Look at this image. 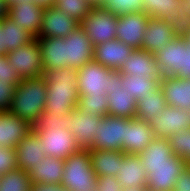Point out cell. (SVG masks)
Segmentation results:
<instances>
[{
    "instance_id": "obj_1",
    "label": "cell",
    "mask_w": 190,
    "mask_h": 191,
    "mask_svg": "<svg viewBox=\"0 0 190 191\" xmlns=\"http://www.w3.org/2000/svg\"><path fill=\"white\" fill-rule=\"evenodd\" d=\"M43 76L47 84L44 112L66 116L78 108V69L69 66L57 68L45 71Z\"/></svg>"
},
{
    "instance_id": "obj_2",
    "label": "cell",
    "mask_w": 190,
    "mask_h": 191,
    "mask_svg": "<svg viewBox=\"0 0 190 191\" xmlns=\"http://www.w3.org/2000/svg\"><path fill=\"white\" fill-rule=\"evenodd\" d=\"M46 91L47 84L43 75L21 79L8 111L33 125L45 111Z\"/></svg>"
},
{
    "instance_id": "obj_3",
    "label": "cell",
    "mask_w": 190,
    "mask_h": 191,
    "mask_svg": "<svg viewBox=\"0 0 190 191\" xmlns=\"http://www.w3.org/2000/svg\"><path fill=\"white\" fill-rule=\"evenodd\" d=\"M123 75L119 70L109 69L94 60L78 69L77 90L79 96H99L112 93L122 87Z\"/></svg>"
},
{
    "instance_id": "obj_4",
    "label": "cell",
    "mask_w": 190,
    "mask_h": 191,
    "mask_svg": "<svg viewBox=\"0 0 190 191\" xmlns=\"http://www.w3.org/2000/svg\"><path fill=\"white\" fill-rule=\"evenodd\" d=\"M97 176L92 169L89 149H80L64 159L60 185L68 191H95Z\"/></svg>"
},
{
    "instance_id": "obj_5",
    "label": "cell",
    "mask_w": 190,
    "mask_h": 191,
    "mask_svg": "<svg viewBox=\"0 0 190 191\" xmlns=\"http://www.w3.org/2000/svg\"><path fill=\"white\" fill-rule=\"evenodd\" d=\"M118 15L102 7H93L80 26L93 46L116 39Z\"/></svg>"
},
{
    "instance_id": "obj_6",
    "label": "cell",
    "mask_w": 190,
    "mask_h": 191,
    "mask_svg": "<svg viewBox=\"0 0 190 191\" xmlns=\"http://www.w3.org/2000/svg\"><path fill=\"white\" fill-rule=\"evenodd\" d=\"M6 55L13 70L22 79L44 75L38 38H34L31 42L9 51Z\"/></svg>"
},
{
    "instance_id": "obj_7",
    "label": "cell",
    "mask_w": 190,
    "mask_h": 191,
    "mask_svg": "<svg viewBox=\"0 0 190 191\" xmlns=\"http://www.w3.org/2000/svg\"><path fill=\"white\" fill-rule=\"evenodd\" d=\"M35 132L39 136L47 156L66 159L81 149L71 131L62 129L60 126H48L43 131Z\"/></svg>"
},
{
    "instance_id": "obj_8",
    "label": "cell",
    "mask_w": 190,
    "mask_h": 191,
    "mask_svg": "<svg viewBox=\"0 0 190 191\" xmlns=\"http://www.w3.org/2000/svg\"><path fill=\"white\" fill-rule=\"evenodd\" d=\"M128 118L105 115L97 127L93 146L89 150L122 151L125 141V121Z\"/></svg>"
},
{
    "instance_id": "obj_9",
    "label": "cell",
    "mask_w": 190,
    "mask_h": 191,
    "mask_svg": "<svg viewBox=\"0 0 190 191\" xmlns=\"http://www.w3.org/2000/svg\"><path fill=\"white\" fill-rule=\"evenodd\" d=\"M150 17L141 11L118 16L116 39L133 49H142V40Z\"/></svg>"
},
{
    "instance_id": "obj_10",
    "label": "cell",
    "mask_w": 190,
    "mask_h": 191,
    "mask_svg": "<svg viewBox=\"0 0 190 191\" xmlns=\"http://www.w3.org/2000/svg\"><path fill=\"white\" fill-rule=\"evenodd\" d=\"M149 125L155 137L167 139L172 134L190 129V109L185 110L167 105L162 116L154 117Z\"/></svg>"
},
{
    "instance_id": "obj_11",
    "label": "cell",
    "mask_w": 190,
    "mask_h": 191,
    "mask_svg": "<svg viewBox=\"0 0 190 191\" xmlns=\"http://www.w3.org/2000/svg\"><path fill=\"white\" fill-rule=\"evenodd\" d=\"M102 116L92 115L76 108L68 115L69 130L81 149H90L95 140Z\"/></svg>"
},
{
    "instance_id": "obj_12",
    "label": "cell",
    "mask_w": 190,
    "mask_h": 191,
    "mask_svg": "<svg viewBox=\"0 0 190 191\" xmlns=\"http://www.w3.org/2000/svg\"><path fill=\"white\" fill-rule=\"evenodd\" d=\"M64 45L65 60L69 67L79 69L93 60L94 46L81 26L64 37Z\"/></svg>"
},
{
    "instance_id": "obj_13",
    "label": "cell",
    "mask_w": 190,
    "mask_h": 191,
    "mask_svg": "<svg viewBox=\"0 0 190 191\" xmlns=\"http://www.w3.org/2000/svg\"><path fill=\"white\" fill-rule=\"evenodd\" d=\"M188 50L184 37H176L158 52L154 53L155 61L162 77L176 76L183 70L184 52Z\"/></svg>"
},
{
    "instance_id": "obj_14",
    "label": "cell",
    "mask_w": 190,
    "mask_h": 191,
    "mask_svg": "<svg viewBox=\"0 0 190 191\" xmlns=\"http://www.w3.org/2000/svg\"><path fill=\"white\" fill-rule=\"evenodd\" d=\"M78 26H80V23L63 11L56 9L54 6L48 7L42 13V24L38 38H64L76 30Z\"/></svg>"
},
{
    "instance_id": "obj_15",
    "label": "cell",
    "mask_w": 190,
    "mask_h": 191,
    "mask_svg": "<svg viewBox=\"0 0 190 191\" xmlns=\"http://www.w3.org/2000/svg\"><path fill=\"white\" fill-rule=\"evenodd\" d=\"M155 138L152 128L145 120L128 118L125 121V141L122 152L127 154H140Z\"/></svg>"
},
{
    "instance_id": "obj_16",
    "label": "cell",
    "mask_w": 190,
    "mask_h": 191,
    "mask_svg": "<svg viewBox=\"0 0 190 191\" xmlns=\"http://www.w3.org/2000/svg\"><path fill=\"white\" fill-rule=\"evenodd\" d=\"M145 168L161 166H188L179 156L173 154L168 139L155 137L149 146L138 154Z\"/></svg>"
},
{
    "instance_id": "obj_17",
    "label": "cell",
    "mask_w": 190,
    "mask_h": 191,
    "mask_svg": "<svg viewBox=\"0 0 190 191\" xmlns=\"http://www.w3.org/2000/svg\"><path fill=\"white\" fill-rule=\"evenodd\" d=\"M44 9L32 1H23L10 5L7 16L15 25L21 26L34 38H38Z\"/></svg>"
},
{
    "instance_id": "obj_18",
    "label": "cell",
    "mask_w": 190,
    "mask_h": 191,
    "mask_svg": "<svg viewBox=\"0 0 190 191\" xmlns=\"http://www.w3.org/2000/svg\"><path fill=\"white\" fill-rule=\"evenodd\" d=\"M132 51V47L117 39L106 41L94 46L93 60L109 69L120 70Z\"/></svg>"
},
{
    "instance_id": "obj_19",
    "label": "cell",
    "mask_w": 190,
    "mask_h": 191,
    "mask_svg": "<svg viewBox=\"0 0 190 191\" xmlns=\"http://www.w3.org/2000/svg\"><path fill=\"white\" fill-rule=\"evenodd\" d=\"M33 130L26 120L7 111L0 112V147L15 148Z\"/></svg>"
},
{
    "instance_id": "obj_20",
    "label": "cell",
    "mask_w": 190,
    "mask_h": 191,
    "mask_svg": "<svg viewBox=\"0 0 190 191\" xmlns=\"http://www.w3.org/2000/svg\"><path fill=\"white\" fill-rule=\"evenodd\" d=\"M119 71L122 75H138L148 79L162 78L154 54L143 49H133L129 59Z\"/></svg>"
},
{
    "instance_id": "obj_21",
    "label": "cell",
    "mask_w": 190,
    "mask_h": 191,
    "mask_svg": "<svg viewBox=\"0 0 190 191\" xmlns=\"http://www.w3.org/2000/svg\"><path fill=\"white\" fill-rule=\"evenodd\" d=\"M17 167L28 172L39 161L45 159V148L37 133L32 130L15 147Z\"/></svg>"
},
{
    "instance_id": "obj_22",
    "label": "cell",
    "mask_w": 190,
    "mask_h": 191,
    "mask_svg": "<svg viewBox=\"0 0 190 191\" xmlns=\"http://www.w3.org/2000/svg\"><path fill=\"white\" fill-rule=\"evenodd\" d=\"M168 106L190 109V78L164 76L159 83Z\"/></svg>"
},
{
    "instance_id": "obj_23",
    "label": "cell",
    "mask_w": 190,
    "mask_h": 191,
    "mask_svg": "<svg viewBox=\"0 0 190 191\" xmlns=\"http://www.w3.org/2000/svg\"><path fill=\"white\" fill-rule=\"evenodd\" d=\"M176 37L166 20L150 18L142 40V49L154 54Z\"/></svg>"
},
{
    "instance_id": "obj_24",
    "label": "cell",
    "mask_w": 190,
    "mask_h": 191,
    "mask_svg": "<svg viewBox=\"0 0 190 191\" xmlns=\"http://www.w3.org/2000/svg\"><path fill=\"white\" fill-rule=\"evenodd\" d=\"M115 178L122 188L147 186V174L140 156L124 153V160L120 163Z\"/></svg>"
},
{
    "instance_id": "obj_25",
    "label": "cell",
    "mask_w": 190,
    "mask_h": 191,
    "mask_svg": "<svg viewBox=\"0 0 190 191\" xmlns=\"http://www.w3.org/2000/svg\"><path fill=\"white\" fill-rule=\"evenodd\" d=\"M64 173V159L47 156L28 171L33 184L60 185Z\"/></svg>"
},
{
    "instance_id": "obj_26",
    "label": "cell",
    "mask_w": 190,
    "mask_h": 191,
    "mask_svg": "<svg viewBox=\"0 0 190 191\" xmlns=\"http://www.w3.org/2000/svg\"><path fill=\"white\" fill-rule=\"evenodd\" d=\"M38 45L44 72L68 67L65 60L64 38H38Z\"/></svg>"
},
{
    "instance_id": "obj_27",
    "label": "cell",
    "mask_w": 190,
    "mask_h": 191,
    "mask_svg": "<svg viewBox=\"0 0 190 191\" xmlns=\"http://www.w3.org/2000/svg\"><path fill=\"white\" fill-rule=\"evenodd\" d=\"M187 166H161L145 168L147 189L173 191L178 176Z\"/></svg>"
},
{
    "instance_id": "obj_28",
    "label": "cell",
    "mask_w": 190,
    "mask_h": 191,
    "mask_svg": "<svg viewBox=\"0 0 190 191\" xmlns=\"http://www.w3.org/2000/svg\"><path fill=\"white\" fill-rule=\"evenodd\" d=\"M91 165L97 177L116 176L124 152L116 150H90Z\"/></svg>"
},
{
    "instance_id": "obj_29",
    "label": "cell",
    "mask_w": 190,
    "mask_h": 191,
    "mask_svg": "<svg viewBox=\"0 0 190 191\" xmlns=\"http://www.w3.org/2000/svg\"><path fill=\"white\" fill-rule=\"evenodd\" d=\"M167 106L162 89L158 84L148 95L140 98L136 102V118L149 123L154 117L162 116V112Z\"/></svg>"
},
{
    "instance_id": "obj_30",
    "label": "cell",
    "mask_w": 190,
    "mask_h": 191,
    "mask_svg": "<svg viewBox=\"0 0 190 191\" xmlns=\"http://www.w3.org/2000/svg\"><path fill=\"white\" fill-rule=\"evenodd\" d=\"M108 112L110 116L136 118V100L122 87H115L107 94Z\"/></svg>"
},
{
    "instance_id": "obj_31",
    "label": "cell",
    "mask_w": 190,
    "mask_h": 191,
    "mask_svg": "<svg viewBox=\"0 0 190 191\" xmlns=\"http://www.w3.org/2000/svg\"><path fill=\"white\" fill-rule=\"evenodd\" d=\"M2 29L5 30L6 48L9 51H13L34 39L24 28L15 25L8 16L2 18Z\"/></svg>"
},
{
    "instance_id": "obj_32",
    "label": "cell",
    "mask_w": 190,
    "mask_h": 191,
    "mask_svg": "<svg viewBox=\"0 0 190 191\" xmlns=\"http://www.w3.org/2000/svg\"><path fill=\"white\" fill-rule=\"evenodd\" d=\"M32 185L28 172L19 168L0 175V191H31Z\"/></svg>"
},
{
    "instance_id": "obj_33",
    "label": "cell",
    "mask_w": 190,
    "mask_h": 191,
    "mask_svg": "<svg viewBox=\"0 0 190 191\" xmlns=\"http://www.w3.org/2000/svg\"><path fill=\"white\" fill-rule=\"evenodd\" d=\"M183 0H143L142 12L150 18H160L167 20L173 16L176 9L180 8Z\"/></svg>"
},
{
    "instance_id": "obj_34",
    "label": "cell",
    "mask_w": 190,
    "mask_h": 191,
    "mask_svg": "<svg viewBox=\"0 0 190 191\" xmlns=\"http://www.w3.org/2000/svg\"><path fill=\"white\" fill-rule=\"evenodd\" d=\"M160 83V79H148L145 77L123 75L122 88H125L137 101L148 95Z\"/></svg>"
},
{
    "instance_id": "obj_35",
    "label": "cell",
    "mask_w": 190,
    "mask_h": 191,
    "mask_svg": "<svg viewBox=\"0 0 190 191\" xmlns=\"http://www.w3.org/2000/svg\"><path fill=\"white\" fill-rule=\"evenodd\" d=\"M54 7L79 23L82 22L93 8L87 0H55Z\"/></svg>"
},
{
    "instance_id": "obj_36",
    "label": "cell",
    "mask_w": 190,
    "mask_h": 191,
    "mask_svg": "<svg viewBox=\"0 0 190 191\" xmlns=\"http://www.w3.org/2000/svg\"><path fill=\"white\" fill-rule=\"evenodd\" d=\"M78 108L96 116L108 115L107 95L79 96Z\"/></svg>"
},
{
    "instance_id": "obj_37",
    "label": "cell",
    "mask_w": 190,
    "mask_h": 191,
    "mask_svg": "<svg viewBox=\"0 0 190 191\" xmlns=\"http://www.w3.org/2000/svg\"><path fill=\"white\" fill-rule=\"evenodd\" d=\"M166 22L172 27L177 37H183L190 27V7L183 1L173 16L168 17Z\"/></svg>"
},
{
    "instance_id": "obj_38",
    "label": "cell",
    "mask_w": 190,
    "mask_h": 191,
    "mask_svg": "<svg viewBox=\"0 0 190 191\" xmlns=\"http://www.w3.org/2000/svg\"><path fill=\"white\" fill-rule=\"evenodd\" d=\"M167 139L173 154L190 164V129L172 134Z\"/></svg>"
},
{
    "instance_id": "obj_39",
    "label": "cell",
    "mask_w": 190,
    "mask_h": 191,
    "mask_svg": "<svg viewBox=\"0 0 190 191\" xmlns=\"http://www.w3.org/2000/svg\"><path fill=\"white\" fill-rule=\"evenodd\" d=\"M143 0H105L102 8L120 16L132 12H142Z\"/></svg>"
},
{
    "instance_id": "obj_40",
    "label": "cell",
    "mask_w": 190,
    "mask_h": 191,
    "mask_svg": "<svg viewBox=\"0 0 190 191\" xmlns=\"http://www.w3.org/2000/svg\"><path fill=\"white\" fill-rule=\"evenodd\" d=\"M32 126L34 131H43L48 126H60L62 129L69 130L68 115L64 116L60 113L56 115L53 112H42Z\"/></svg>"
},
{
    "instance_id": "obj_41",
    "label": "cell",
    "mask_w": 190,
    "mask_h": 191,
    "mask_svg": "<svg viewBox=\"0 0 190 191\" xmlns=\"http://www.w3.org/2000/svg\"><path fill=\"white\" fill-rule=\"evenodd\" d=\"M22 78L8 61L7 55H0V81L10 85H18Z\"/></svg>"
},
{
    "instance_id": "obj_42",
    "label": "cell",
    "mask_w": 190,
    "mask_h": 191,
    "mask_svg": "<svg viewBox=\"0 0 190 191\" xmlns=\"http://www.w3.org/2000/svg\"><path fill=\"white\" fill-rule=\"evenodd\" d=\"M17 168L15 148L0 147V175Z\"/></svg>"
},
{
    "instance_id": "obj_43",
    "label": "cell",
    "mask_w": 190,
    "mask_h": 191,
    "mask_svg": "<svg viewBox=\"0 0 190 191\" xmlns=\"http://www.w3.org/2000/svg\"><path fill=\"white\" fill-rule=\"evenodd\" d=\"M16 87L0 81V112L9 109Z\"/></svg>"
},
{
    "instance_id": "obj_44",
    "label": "cell",
    "mask_w": 190,
    "mask_h": 191,
    "mask_svg": "<svg viewBox=\"0 0 190 191\" xmlns=\"http://www.w3.org/2000/svg\"><path fill=\"white\" fill-rule=\"evenodd\" d=\"M123 188L115 176L97 177L95 191H122Z\"/></svg>"
},
{
    "instance_id": "obj_45",
    "label": "cell",
    "mask_w": 190,
    "mask_h": 191,
    "mask_svg": "<svg viewBox=\"0 0 190 191\" xmlns=\"http://www.w3.org/2000/svg\"><path fill=\"white\" fill-rule=\"evenodd\" d=\"M173 191H190V165L176 179Z\"/></svg>"
},
{
    "instance_id": "obj_46",
    "label": "cell",
    "mask_w": 190,
    "mask_h": 191,
    "mask_svg": "<svg viewBox=\"0 0 190 191\" xmlns=\"http://www.w3.org/2000/svg\"><path fill=\"white\" fill-rule=\"evenodd\" d=\"M175 77L180 79L190 78V48L184 52L183 70H181Z\"/></svg>"
},
{
    "instance_id": "obj_47",
    "label": "cell",
    "mask_w": 190,
    "mask_h": 191,
    "mask_svg": "<svg viewBox=\"0 0 190 191\" xmlns=\"http://www.w3.org/2000/svg\"><path fill=\"white\" fill-rule=\"evenodd\" d=\"M31 191H68V190L66 188H63L61 185L33 184Z\"/></svg>"
},
{
    "instance_id": "obj_48",
    "label": "cell",
    "mask_w": 190,
    "mask_h": 191,
    "mask_svg": "<svg viewBox=\"0 0 190 191\" xmlns=\"http://www.w3.org/2000/svg\"><path fill=\"white\" fill-rule=\"evenodd\" d=\"M9 50L6 48L5 30L2 29V19L0 20V55H6Z\"/></svg>"
},
{
    "instance_id": "obj_49",
    "label": "cell",
    "mask_w": 190,
    "mask_h": 191,
    "mask_svg": "<svg viewBox=\"0 0 190 191\" xmlns=\"http://www.w3.org/2000/svg\"><path fill=\"white\" fill-rule=\"evenodd\" d=\"M9 6L6 0H0V20L8 15Z\"/></svg>"
},
{
    "instance_id": "obj_50",
    "label": "cell",
    "mask_w": 190,
    "mask_h": 191,
    "mask_svg": "<svg viewBox=\"0 0 190 191\" xmlns=\"http://www.w3.org/2000/svg\"><path fill=\"white\" fill-rule=\"evenodd\" d=\"M35 3L44 8H48L54 6L55 0H35Z\"/></svg>"
},
{
    "instance_id": "obj_51",
    "label": "cell",
    "mask_w": 190,
    "mask_h": 191,
    "mask_svg": "<svg viewBox=\"0 0 190 191\" xmlns=\"http://www.w3.org/2000/svg\"><path fill=\"white\" fill-rule=\"evenodd\" d=\"M147 186L143 187H128V188H123L122 191H147Z\"/></svg>"
},
{
    "instance_id": "obj_52",
    "label": "cell",
    "mask_w": 190,
    "mask_h": 191,
    "mask_svg": "<svg viewBox=\"0 0 190 191\" xmlns=\"http://www.w3.org/2000/svg\"><path fill=\"white\" fill-rule=\"evenodd\" d=\"M92 7H102L105 0H87Z\"/></svg>"
},
{
    "instance_id": "obj_53",
    "label": "cell",
    "mask_w": 190,
    "mask_h": 191,
    "mask_svg": "<svg viewBox=\"0 0 190 191\" xmlns=\"http://www.w3.org/2000/svg\"><path fill=\"white\" fill-rule=\"evenodd\" d=\"M6 1H7L8 6H10L12 4H18V3H21L23 1H32L35 3V0H6Z\"/></svg>"
},
{
    "instance_id": "obj_54",
    "label": "cell",
    "mask_w": 190,
    "mask_h": 191,
    "mask_svg": "<svg viewBox=\"0 0 190 191\" xmlns=\"http://www.w3.org/2000/svg\"><path fill=\"white\" fill-rule=\"evenodd\" d=\"M183 37L185 38L188 48H190V27Z\"/></svg>"
},
{
    "instance_id": "obj_55",
    "label": "cell",
    "mask_w": 190,
    "mask_h": 191,
    "mask_svg": "<svg viewBox=\"0 0 190 191\" xmlns=\"http://www.w3.org/2000/svg\"><path fill=\"white\" fill-rule=\"evenodd\" d=\"M190 7V0H183Z\"/></svg>"
}]
</instances>
